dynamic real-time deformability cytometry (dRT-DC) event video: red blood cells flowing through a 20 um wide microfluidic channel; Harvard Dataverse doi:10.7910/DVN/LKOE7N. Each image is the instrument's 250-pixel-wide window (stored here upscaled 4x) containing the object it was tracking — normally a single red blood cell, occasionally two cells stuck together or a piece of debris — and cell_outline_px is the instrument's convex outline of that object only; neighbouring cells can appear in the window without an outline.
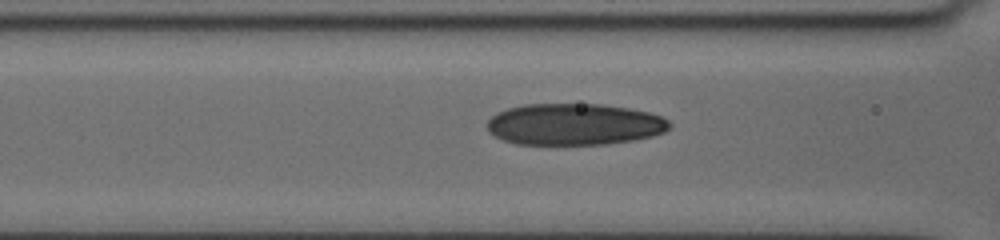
{"species": "human", "species_latin": "Homo sapiens", "temperature_condition": "cold", "stored_images_in_passage": 32, "camera_frame_rate_fps": 3000, "um_per_image_px": 0.085, "donor": {"sex": "female"}, "frame": {"image": 1, "passage_image": 10, "time_ms": 3.333, "image_size_px": [1000, 240], "cell_outline_px": [[672, 124], [664, 132], [652, 136], [636, 140], [604, 144], [516, 144], [504, 140], [488, 132], [488, 120], [496, 112], [508, 108], [524, 104], [600, 104], [628, 108], [648, 112], [660, 116], [668, 120]], "centroid_in_image_um": [48.81, 10.56], "position_along_channel_um": 117.8, "area_um2": 44.22}}
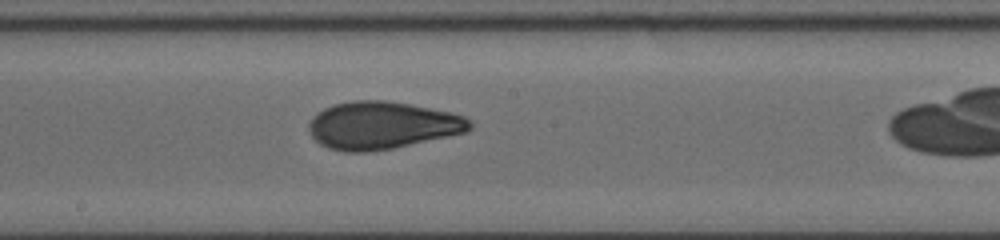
{"frame": {"image": 2, "passage_image": 17, "time_ms": 6.0, "image_size_px": [1000, 240], "cell_outline_px": [[472, 128], [468, 132], [392, 148], [368, 152], [344, 152], [328, 148], [320, 144], [312, 136], [308, 128], [308, 124], [312, 116], [316, 112], [324, 108], [336, 104], [352, 100], [384, 100], [408, 104], [452, 112], [464, 116], [472, 124]], "centroid_in_image_um": [32.46, 10.65], "position_along_channel_um": 215.7, "area_um2": 44.62}}
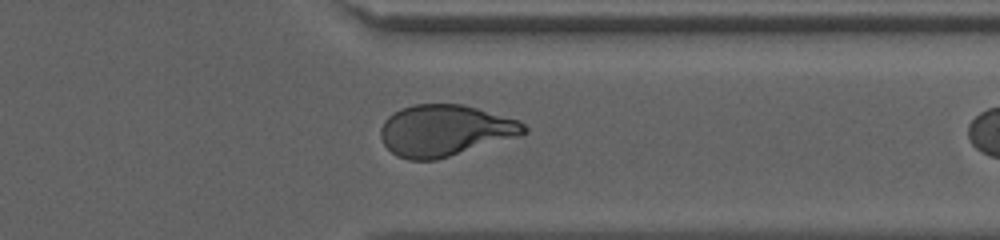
{"frame": {"image": 3, "passage_image": 29, "time_ms": 10.333, "image_size_px": [1000, 240], "cell_outline_px": [[528, 132], [520, 136], [436, 160], [408, 160], [396, 156], [384, 144], [380, 136], [380, 128], [384, 120], [388, 116], [400, 108], [416, 104], [460, 104], [476, 108], [520, 120], [528, 128]], "centroid_in_image_um": [37.82, 11.1], "position_along_channel_um": 373.6, "area_um2": 43.0}}